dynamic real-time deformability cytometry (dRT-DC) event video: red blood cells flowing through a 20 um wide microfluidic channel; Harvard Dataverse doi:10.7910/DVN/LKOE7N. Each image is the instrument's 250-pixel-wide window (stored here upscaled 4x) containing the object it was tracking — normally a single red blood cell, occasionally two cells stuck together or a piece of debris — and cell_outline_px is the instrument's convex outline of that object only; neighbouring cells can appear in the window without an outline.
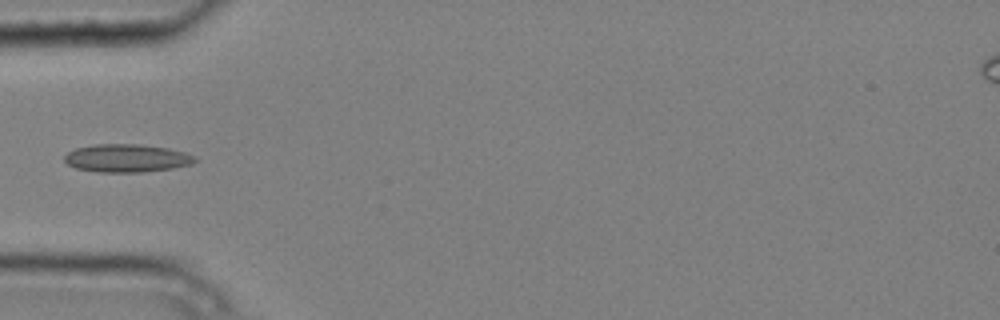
{"species": "common noctule bat (a hibernating species)", "species_latin": "Nyctalus noctula", "temperature_condition": "cold", "stored_images_in_passage": 4, "camera_frame_rate_fps": 3000, "um_per_image_px": 0.085, "animal": {"sex": "male", "body_mass_g": 20.4}, "frame": {"image": 1, "passage_image": 4, "time_ms": 1.0, "image_size_px": [1000, 320], "cell_outline_px": [[196, 160], [192, 164], [172, 168], [140, 172], [100, 172], [76, 168], [68, 164], [64, 160], [64, 156], [68, 152], [76, 148], [92, 144], [140, 144], [168, 148], [184, 152], [196, 156]], "centroid_in_image_um": [10.77, 13.43], "position_along_channel_um": 74.2, "area_um2": 21.27}}